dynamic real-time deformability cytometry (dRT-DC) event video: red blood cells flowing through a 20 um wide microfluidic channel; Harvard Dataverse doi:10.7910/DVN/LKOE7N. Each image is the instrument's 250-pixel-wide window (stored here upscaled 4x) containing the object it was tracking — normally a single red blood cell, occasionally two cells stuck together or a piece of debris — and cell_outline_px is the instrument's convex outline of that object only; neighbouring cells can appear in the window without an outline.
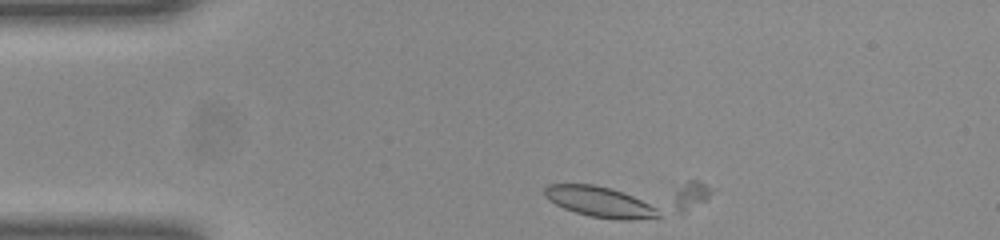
{"species": "common noctule bat (a hibernating species)", "species_latin": "Nyctalus noctula", "temperature_condition": "room temperature", "stored_images_in_passage": 3, "camera_frame_rate_fps": 3000, "um_per_image_px": 0.085, "animal": {"sex": "female", "body_mass_g": 23.0, "forearm_length_mm": 53.4}, "frame": {"image": 1, "passage_image": 2, "time_ms": 0.333, "image_size_px": [1000, 240], "cell_outline_px": [[660, 216], [632, 220], [616, 220], [592, 216], [576, 212], [564, 208], [556, 204], [544, 196], [544, 188], [548, 184], [592, 184], [608, 188], [632, 196], [656, 208], [660, 212]], "centroid_in_image_um": [50.93, 17.16], "position_along_channel_um": 34.1, "area_um2": 19.77}}